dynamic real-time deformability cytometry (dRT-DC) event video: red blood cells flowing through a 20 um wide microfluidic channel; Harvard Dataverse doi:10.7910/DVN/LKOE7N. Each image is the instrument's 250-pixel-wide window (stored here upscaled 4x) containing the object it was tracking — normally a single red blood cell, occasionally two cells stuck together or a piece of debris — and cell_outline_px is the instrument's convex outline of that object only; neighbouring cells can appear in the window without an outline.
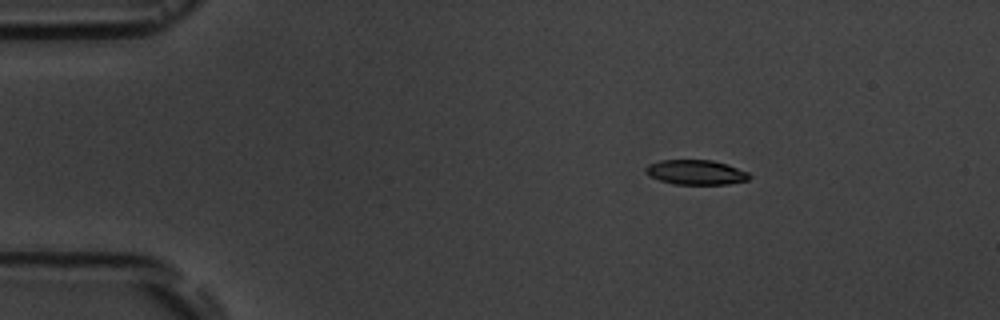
{"species": "common noctule bat (a hibernating species)", "species_latin": "Nyctalus noctula", "temperature_condition": "room temperature", "stored_images_in_passage": 3, "camera_frame_rate_fps": 3000, "um_per_image_px": 0.085, "animal": {"sex": "male", "body_mass_g": 19.5, "forearm_length_mm": 54.6}, "frame": {"image": 1, "passage_image": 1, "time_ms": 0.0, "image_size_px": [1000, 320], "cell_outline_px": [[752, 176], [748, 180], [728, 184], [676, 184], [660, 180], [648, 176], [644, 172], [644, 168], [648, 164], [660, 160], [712, 160], [748, 172]], "centroid_in_image_um": [59.11, 14.64], "position_along_channel_um": 25.9, "area_um2": 14.91}}